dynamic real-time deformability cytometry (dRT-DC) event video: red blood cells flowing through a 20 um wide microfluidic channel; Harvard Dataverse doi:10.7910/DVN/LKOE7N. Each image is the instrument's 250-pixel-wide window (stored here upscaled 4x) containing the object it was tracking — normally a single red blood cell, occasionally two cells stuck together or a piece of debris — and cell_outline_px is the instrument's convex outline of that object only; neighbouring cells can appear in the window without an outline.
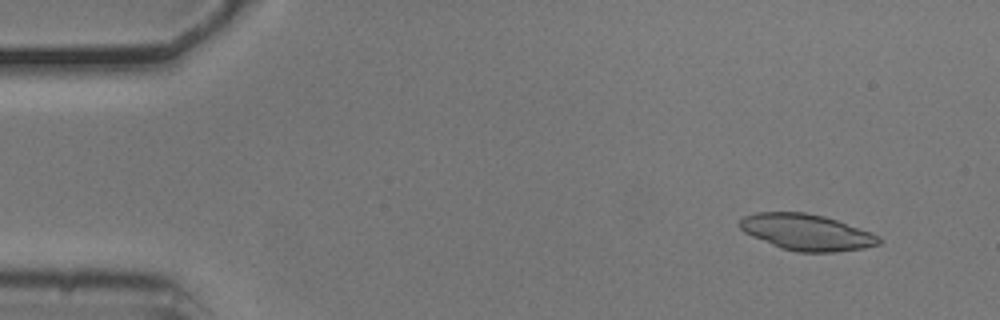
{"species": "common noctule bat (a hibernating species)", "species_latin": "Nyctalus noctula", "temperature_condition": "cold", "stored_images_in_passage": 14, "camera_frame_rate_fps": 3000, "um_per_image_px": 0.085, "animal": {"sex": "male", "body_mass_g": 20.5, "forearm_length_mm": 52.5}, "frame": {"image": 1, "passage_image": 5, "time_ms": 1.333, "image_size_px": [1000, 320], "cell_outline_px": [[884, 240], [880, 244], [864, 248], [836, 252], [796, 252], [780, 248], [752, 236], [744, 232], [740, 228], [740, 220], [744, 216], [756, 212], [804, 212], [824, 216], [872, 232], [880, 236]], "centroid_in_image_um": [68.59, 19.74], "position_along_channel_um": 16.4, "area_um2": 29.48}}